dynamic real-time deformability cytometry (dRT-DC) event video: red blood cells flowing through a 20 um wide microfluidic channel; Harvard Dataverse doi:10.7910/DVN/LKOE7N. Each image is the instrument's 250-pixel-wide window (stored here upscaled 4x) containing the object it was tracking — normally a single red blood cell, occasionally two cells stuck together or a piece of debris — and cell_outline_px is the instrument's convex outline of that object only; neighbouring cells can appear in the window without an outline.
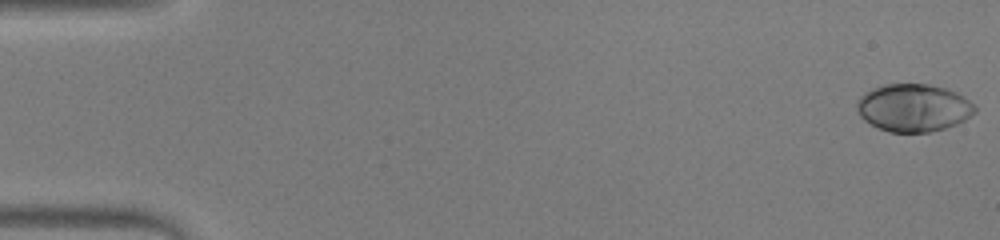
{"species": "human", "species_latin": "Homo sapiens", "temperature_condition": "warm", "stored_images_in_passage": 48, "camera_frame_rate_fps": 3000, "um_per_image_px": 0.085, "donor": {"sex": "male"}, "frame": {"image": 1, "passage_image": 1, "time_ms": 0.0, "image_size_px": [1000, 240], "cell_outline_px": [[976, 112], [964, 120], [956, 124], [944, 128], [928, 132], [888, 132], [864, 120], [860, 116], [856, 108], [856, 104], [860, 96], [872, 88], [888, 84], [928, 84], [944, 88], [968, 100], [976, 108]], "centroid_in_image_um": [77.61, 9.17], "position_along_channel_um": 7.4, "area_um2": 32.37}}
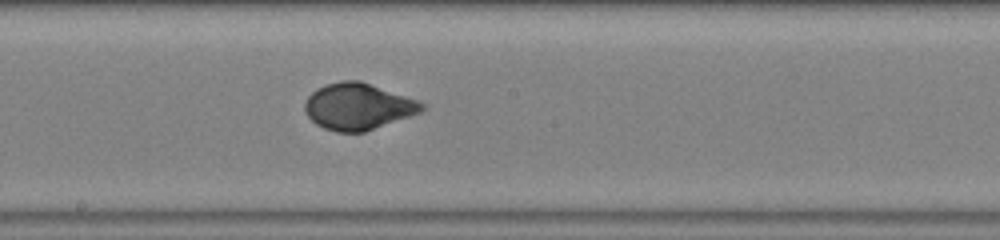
{"frame": {"image": 2, "passage_image": 27, "time_ms": 8.667, "image_size_px": [1000, 240], "cell_outline_px": [[424, 108], [420, 112], [364, 132], [336, 132], [324, 128], [316, 124], [304, 112], [304, 104], [308, 96], [316, 88], [340, 80], [360, 80], [416, 100], [424, 104]], "centroid_in_image_um": [30.38, 9.05], "position_along_channel_um": 217.8, "area_um2": 31.39}}
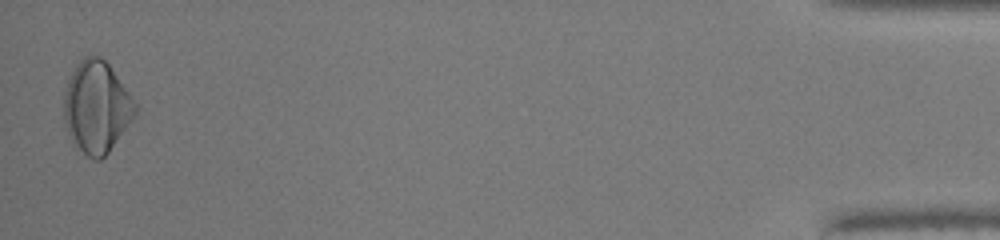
{"frame": {"image": 3, "passage_image": 48, "time_ms": 15.667, "image_size_px": [1000, 240], "cell_outline_px": [[140, 108], [108, 152], [100, 160], [92, 160], [72, 144], [64, 124], [64, 96], [68, 80], [76, 64], [84, 56], [100, 56], [108, 64]], "centroid_in_image_um": [8.19, 9.12], "position_along_channel_um": 427.0, "area_um2": 38.03}, "authors_computed_cell_mechanics": {"area_um2": 31.5588, "velocity_mm_per_s": 4.2857, "shape_relaxation_time_tau1_ms": 3.4188, "shape_relaxation_time_tau2_ms": null, "deformation_change_tau1": 0.2008, "deformation_change_tau2": null}}